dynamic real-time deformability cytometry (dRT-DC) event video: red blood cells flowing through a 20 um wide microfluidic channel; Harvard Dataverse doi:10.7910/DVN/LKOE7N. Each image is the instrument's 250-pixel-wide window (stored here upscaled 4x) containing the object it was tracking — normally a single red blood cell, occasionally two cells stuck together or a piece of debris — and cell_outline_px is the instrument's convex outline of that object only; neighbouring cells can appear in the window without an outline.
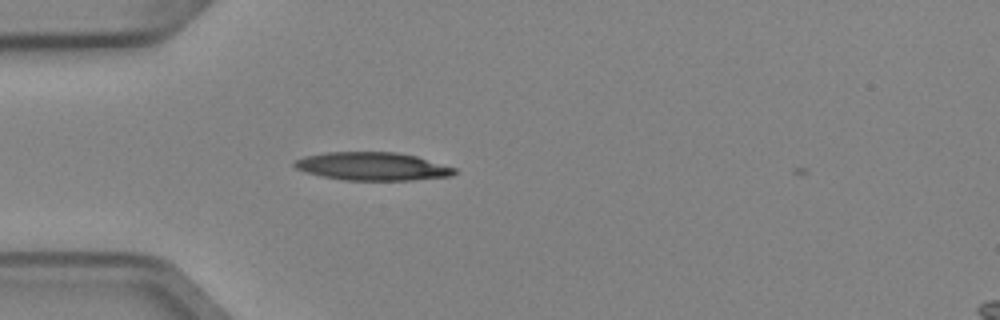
{"species": "Egyptian fruit bat (a non-hibernating species)", "species_latin": "Rousettus aegyptiacus", "temperature_condition": "cold", "stored_images_in_passage": 1, "camera_frame_rate_fps": 3000, "um_per_image_px": 0.085, "animal": {"sex": "female"}, "frame": {"image": 1, "passage_image": 1, "time_ms": 0.0, "image_size_px": [1000, 320], "cell_outline_px": [[456, 172], [452, 176], [412, 180], [344, 180], [320, 176], [304, 172], [296, 168], [292, 164], [292, 160], [304, 156], [324, 152], [396, 152], [416, 156], [456, 168]], "centroid_in_image_um": [31.6, 14.14], "position_along_channel_um": 53.4, "area_um2": 26.41}}